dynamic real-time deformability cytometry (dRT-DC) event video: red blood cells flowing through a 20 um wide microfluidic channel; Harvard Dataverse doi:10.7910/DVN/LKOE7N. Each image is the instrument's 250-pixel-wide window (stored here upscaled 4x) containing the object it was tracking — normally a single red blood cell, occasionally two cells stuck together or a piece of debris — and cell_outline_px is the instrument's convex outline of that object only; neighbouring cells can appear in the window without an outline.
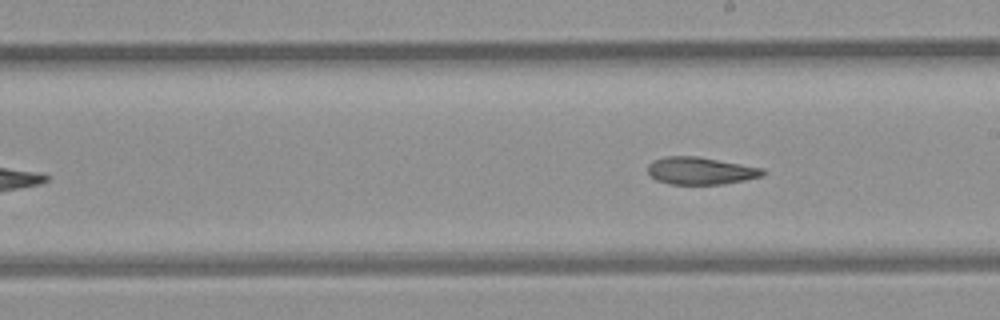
{"species": "common noctule bat (a hibernating species)", "species_latin": "Nyctalus noctula", "temperature_condition": "room temperature", "stored_images_in_passage": 10, "camera_frame_rate_fps": 3000, "um_per_image_px": 0.085, "animal": {"sex": "female", "body_mass_g": 21.9}, "frame": {"image": 1, "passage_image": 10, "time_ms": 11.333, "image_size_px": [1000, 320], "cell_outline_px": [[764, 172], [760, 176], [744, 180], [724, 184], [668, 184], [656, 180], [648, 172], [648, 164], [652, 160], [664, 156], [696, 156], [764, 168]], "centroid_in_image_um": [59.5, 14.51], "position_along_channel_um": 229.5, "area_um2": 18.26}}